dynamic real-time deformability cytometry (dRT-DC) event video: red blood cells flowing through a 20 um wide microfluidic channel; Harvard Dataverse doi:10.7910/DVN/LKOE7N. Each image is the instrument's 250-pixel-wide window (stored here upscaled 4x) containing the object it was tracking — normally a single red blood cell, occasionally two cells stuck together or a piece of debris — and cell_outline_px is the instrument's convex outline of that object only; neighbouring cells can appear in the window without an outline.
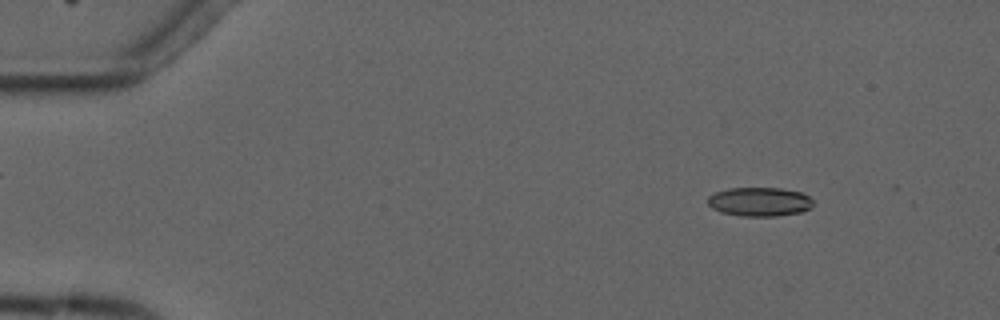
{"species": "common noctule bat (a hibernating species)", "species_latin": "Nyctalus noctula", "temperature_condition": "cold", "stored_images_in_passage": 4, "camera_frame_rate_fps": 3000, "um_per_image_px": 0.085, "animal": {"sex": "male", "forearm_length_mm": 52.5}, "frame": {"image": 1, "passage_image": 1, "time_ms": 0.0, "image_size_px": [1000, 320], "cell_outline_px": [[812, 204], [808, 208], [800, 212], [776, 216], [744, 216], [720, 212], [712, 208], [708, 204], [708, 196], [716, 192], [728, 188], [780, 188], [800, 192], [808, 196], [812, 200]], "centroid_in_image_um": [64.52, 17.14], "position_along_channel_um": 20.5, "area_um2": 17.63}}
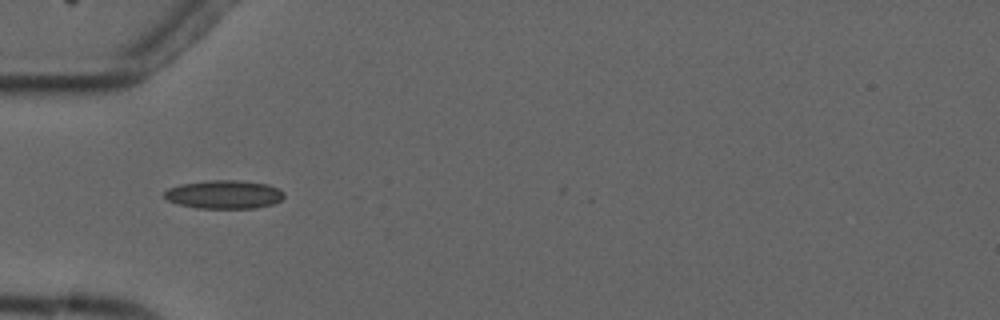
{"frame": {"image": 2, "passage_image": 4, "time_ms": 3.667, "image_size_px": [1000, 320], "cell_outline_px": [[284, 196], [280, 200], [272, 204], [256, 208], [196, 208], [180, 204], [168, 200], [164, 196], [164, 192], [168, 188], [180, 184], [208, 180], [236, 180], [268, 184], [280, 188], [284, 192]], "centroid_in_image_um": [19.07, 16.52], "position_along_channel_um": 65.9, "area_um2": 19.88}}